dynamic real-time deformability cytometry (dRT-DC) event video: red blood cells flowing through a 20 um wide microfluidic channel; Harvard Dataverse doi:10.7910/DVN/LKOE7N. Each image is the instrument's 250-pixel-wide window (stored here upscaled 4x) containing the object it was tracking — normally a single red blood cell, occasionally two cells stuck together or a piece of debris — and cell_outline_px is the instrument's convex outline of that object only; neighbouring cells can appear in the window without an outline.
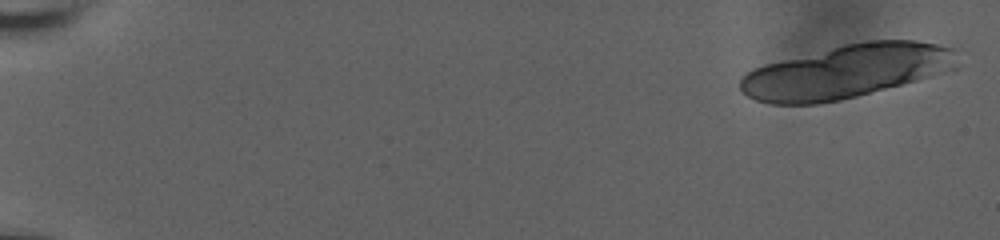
{"species": "human", "species_latin": "Homo sapiens", "temperature_condition": "room temperature", "stored_images_in_passage": 23, "camera_frame_rate_fps": 3000, "um_per_image_px": 0.085, "donor": {"sex": "male"}, "frame": {"image": 1, "passage_image": 1, "time_ms": 0.0, "image_size_px": [1000, 240], "cell_outline_px": [[952, 48], [944, 72], [916, 80], [856, 96], [840, 100], [816, 104], [772, 104], [756, 100], [748, 96], [740, 88], [740, 80], [748, 72], [764, 64], [844, 44], [864, 40], [912, 40], [936, 44]], "centroid_in_image_um": [71.78, 6.08], "position_along_channel_um": 13.2, "area_um2": 65.83}}
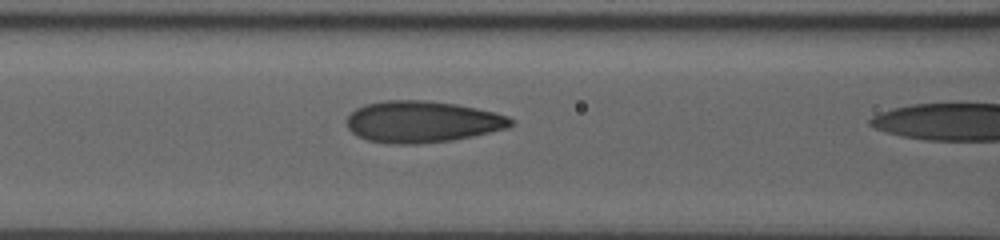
{"frame": {"image": 2, "passage_image": 22, "time_ms": 7.0, "image_size_px": [1000, 240], "cell_outline_px": [[512, 124], [508, 128], [472, 136], [452, 140], [416, 144], [388, 144], [368, 140], [356, 136], [348, 128], [348, 116], [356, 108], [364, 104], [384, 100], [428, 100], [456, 104], [496, 112], [508, 116], [512, 120]], "centroid_in_image_um": [35.87, 10.34], "position_along_channel_um": 130.7, "area_um2": 39.82}}